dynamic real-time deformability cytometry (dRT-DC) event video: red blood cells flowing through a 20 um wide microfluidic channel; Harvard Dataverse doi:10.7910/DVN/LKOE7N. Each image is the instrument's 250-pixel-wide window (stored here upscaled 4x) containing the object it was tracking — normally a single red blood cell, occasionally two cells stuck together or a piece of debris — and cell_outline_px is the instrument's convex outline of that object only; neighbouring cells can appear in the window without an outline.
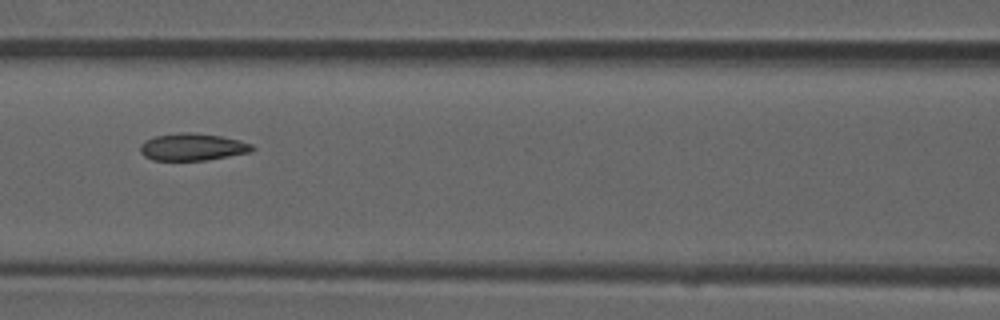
{"species": "common noctule bat (a hibernating species)", "species_latin": "Nyctalus noctula", "temperature_condition": "room temperature", "stored_images_in_passage": 3, "camera_frame_rate_fps": 3000, "um_per_image_px": 0.085, "animal": {"sex": "male", "forearm_length_mm": 52.5}, "frame": {"image": 1, "passage_image": 3, "time_ms": 0.667, "image_size_px": [1000, 320], "cell_outline_px": [[256, 148], [252, 152], [204, 160], [152, 160], [144, 156], [140, 152], [140, 144], [144, 140], [156, 136], [180, 132], [188, 132], [220, 136], [240, 140], [252, 144]], "centroid_in_image_um": [16.36, 12.49], "position_along_channel_um": 150.2, "area_um2": 17.74}}